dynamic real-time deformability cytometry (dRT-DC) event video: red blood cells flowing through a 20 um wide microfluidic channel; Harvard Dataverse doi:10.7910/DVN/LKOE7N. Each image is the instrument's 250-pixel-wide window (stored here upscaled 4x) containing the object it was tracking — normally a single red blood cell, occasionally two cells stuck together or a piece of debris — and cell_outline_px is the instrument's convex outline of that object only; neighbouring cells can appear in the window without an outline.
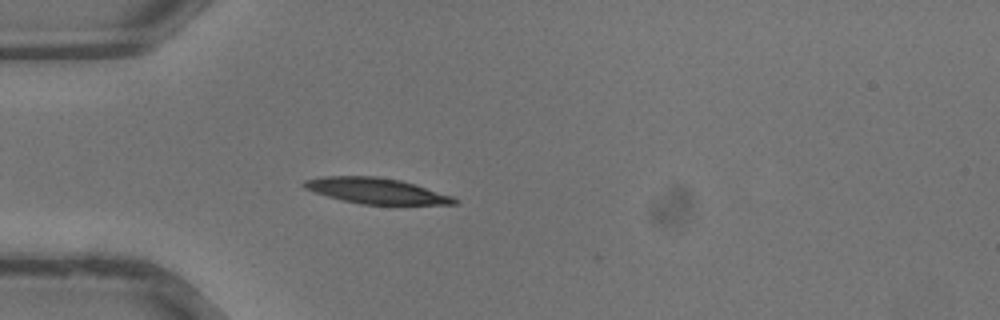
{"species": "common noctule bat (a hibernating species)", "species_latin": "Nyctalus noctula", "temperature_condition": "warm", "stored_images_in_passage": 11, "camera_frame_rate_fps": 3000, "um_per_image_px": 0.085, "animal": {"sex": "male", "body_mass_g": 13.3}, "frame": {"image": 1, "passage_image": 3, "time_ms": 0.667, "image_size_px": [1000, 320], "cell_outline_px": [[460, 204], [360, 204], [340, 200], [304, 188], [300, 184], [304, 180], [320, 176], [376, 176], [400, 180], [452, 196], [460, 200]], "centroid_in_image_um": [31.94, 16.21], "position_along_channel_um": 53.1, "area_um2": 22.43}}
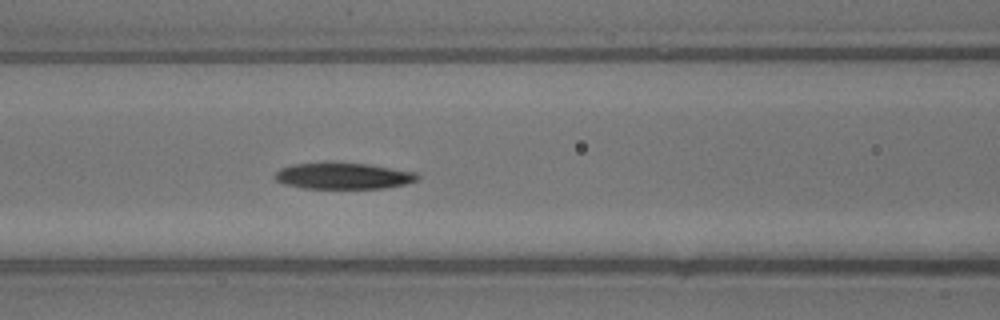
{"frame": {"image": 2, "passage_image": 8, "time_ms": 2.333, "image_size_px": [1000, 320], "cell_outline_px": [[420, 176], [416, 180], [404, 184], [384, 188], [304, 188], [284, 184], [276, 180], [272, 176], [280, 168], [292, 164], [324, 160], [332, 160], [368, 164], [416, 172]], "centroid_in_image_um": [29.1, 14.91], "position_along_channel_um": 137.5, "area_um2": 22.54}}
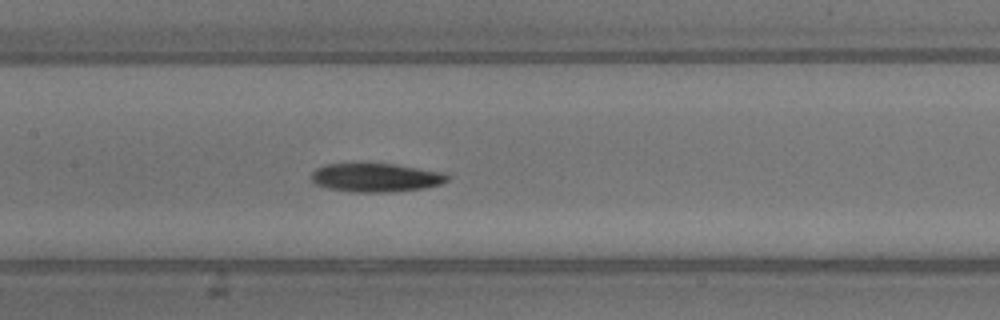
{"frame": {"image": 3, "passage_image": 10, "time_ms": 3.0, "image_size_px": [1000, 320], "cell_outline_px": [[448, 180], [440, 184], [424, 188], [392, 192], [352, 192], [328, 188], [316, 184], [312, 180], [312, 172], [316, 168], [324, 164], [356, 160], [364, 160], [396, 164], [448, 172]], "centroid_in_image_um": [31.93, 15.03], "position_along_channel_um": 175.5, "area_um2": 23.99}}